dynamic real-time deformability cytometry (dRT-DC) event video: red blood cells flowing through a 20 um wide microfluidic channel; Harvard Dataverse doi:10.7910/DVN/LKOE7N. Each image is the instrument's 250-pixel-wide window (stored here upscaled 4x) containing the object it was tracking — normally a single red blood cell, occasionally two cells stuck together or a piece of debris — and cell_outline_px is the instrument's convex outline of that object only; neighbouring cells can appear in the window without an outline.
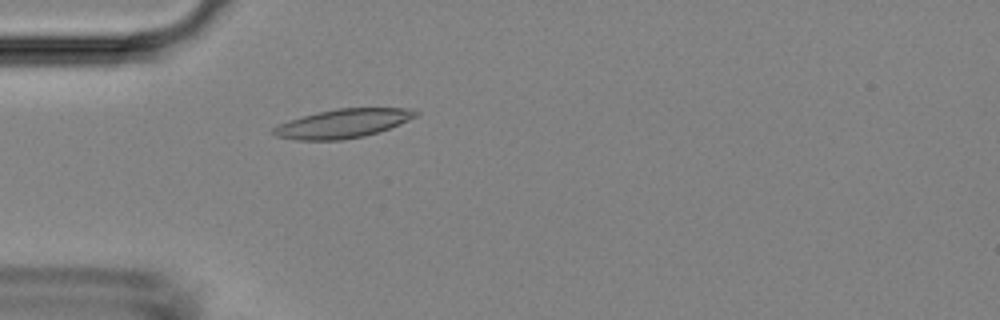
{"species": "Egyptian fruit bat (a non-hibernating species)", "species_latin": "Rousettus aegyptiacus", "temperature_condition": "room temperature", "stored_images_in_passage": 4, "camera_frame_rate_fps": 3000, "um_per_image_px": 0.085, "animal": {"sex": "female"}, "frame": {"image": 1, "passage_image": 4, "time_ms": 3.333, "image_size_px": [1000, 320], "cell_outline_px": [[420, 112], [416, 116], [400, 124], [364, 136], [340, 140], [296, 140], [276, 136], [272, 132], [272, 128], [280, 124], [316, 112], [336, 108], [412, 108]], "centroid_in_image_um": [29.16, 10.49], "position_along_channel_um": 55.8, "area_um2": 23.7}}